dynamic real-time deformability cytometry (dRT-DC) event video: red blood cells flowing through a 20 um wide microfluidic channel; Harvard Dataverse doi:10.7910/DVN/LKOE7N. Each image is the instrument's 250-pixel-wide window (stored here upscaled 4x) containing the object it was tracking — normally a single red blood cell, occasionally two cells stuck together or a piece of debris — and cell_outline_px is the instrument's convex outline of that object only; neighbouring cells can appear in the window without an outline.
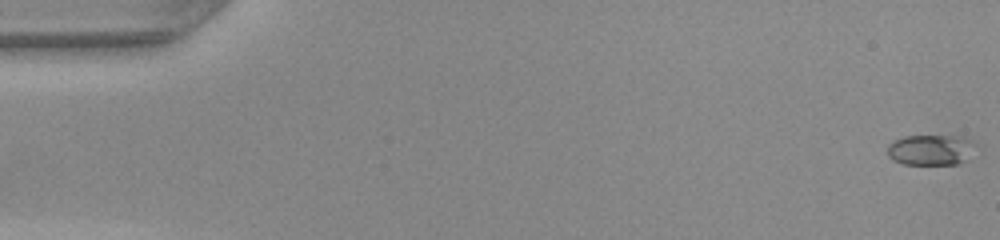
{"species": "common noctule bat (a hibernating species)", "species_latin": "Nyctalus noctula", "temperature_condition": "warm", "stored_images_in_passage": 49, "camera_frame_rate_fps": 3000, "um_per_image_px": 0.085, "animal": {"sex": "female", "body_mass_g": 22.0, "forearm_length_mm": 56.7}, "frame": {"image": 1, "passage_image": 1, "time_ms": 0.0, "image_size_px": [1000, 240], "cell_outline_px": [[964, 160], [956, 164], [904, 164], [892, 160], [888, 156], [888, 144], [892, 140], [904, 136], [952, 136], [960, 140]], "centroid_in_image_um": [78.71, 12.76], "position_along_channel_um": 6.3, "area_um2": 14.05}}
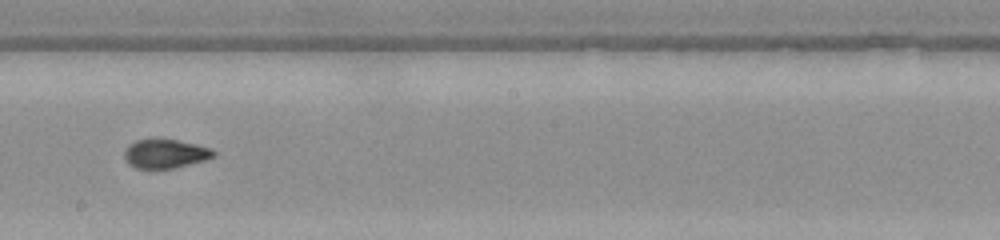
{"frame": {"image": 2, "passage_image": 28, "time_ms": 9.0, "image_size_px": [1000, 240], "cell_outline_px": [[216, 156], [204, 160], [172, 168], [136, 168], [128, 164], [124, 156], [124, 152], [128, 144], [136, 140], [176, 140], [196, 144], [212, 148], [216, 152]], "centroid_in_image_um": [14.05, 13.06], "position_along_channel_um": 234.1, "area_um2": 14.85}}
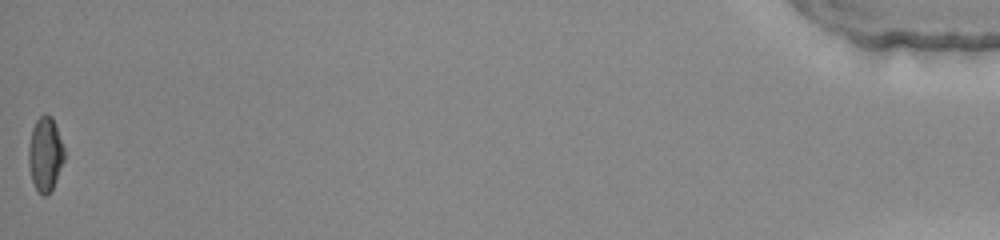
{"frame": {"image": 3, "passage_image": 49, "time_ms": 16.0, "image_size_px": [1000, 240], "cell_outline_px": [[64, 160], [56, 180], [52, 188], [44, 196], [36, 192], [32, 180], [28, 164], [28, 148], [32, 128], [36, 120], [44, 112], [52, 116], [64, 148]], "centroid_in_image_um": [3.82, 13.09], "position_along_channel_um": 431.4, "area_um2": 15.49}, "authors_computed_cell_mechanics": {"area_um2": 15.4326, "velocity_mm_per_s": 4.2498, "shape_relaxation_time_tau1_ms": null, "shape_relaxation_time_tau2_ms": 1.0535, "deformation_change_tau1": null, "deformation_change_tau2": 0.0537}}